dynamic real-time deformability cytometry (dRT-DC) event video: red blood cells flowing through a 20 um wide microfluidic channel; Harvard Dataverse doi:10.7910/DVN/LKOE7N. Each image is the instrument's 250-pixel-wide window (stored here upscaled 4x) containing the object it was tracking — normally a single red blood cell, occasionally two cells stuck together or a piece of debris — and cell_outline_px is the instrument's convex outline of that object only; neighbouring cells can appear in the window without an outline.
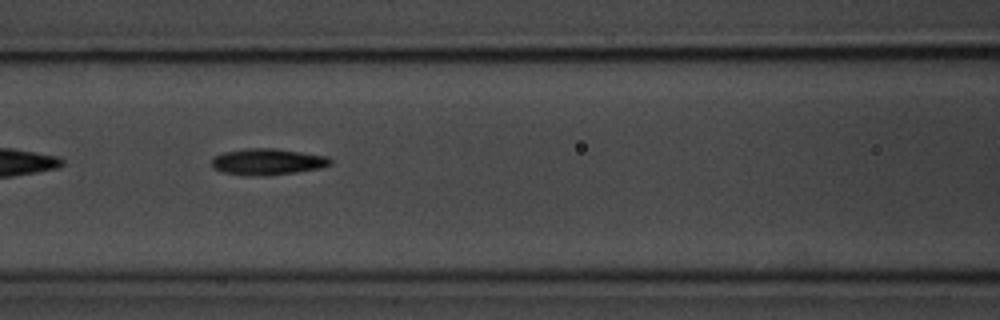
{"species": "common noctule bat (a hibernating species)", "species_latin": "Nyctalus noctula", "temperature_condition": "room temperature", "stored_images_in_passage": 37, "camera_frame_rate_fps": 3000, "um_per_image_px": 0.085, "animal": {"sex": "male", "body_mass_g": 20.1, "forearm_length_mm": 53.5}, "frame": {"image": 1, "passage_image": 11, "time_ms": 3.333, "image_size_px": [1000, 320], "cell_outline_px": [[332, 164], [320, 168], [296, 172], [224, 172], [212, 168], [212, 156], [224, 152], [244, 148], [276, 148], [328, 156], [332, 160]], "centroid_in_image_um": [22.79, 13.67], "position_along_channel_um": 143.8, "area_um2": 17.17}}